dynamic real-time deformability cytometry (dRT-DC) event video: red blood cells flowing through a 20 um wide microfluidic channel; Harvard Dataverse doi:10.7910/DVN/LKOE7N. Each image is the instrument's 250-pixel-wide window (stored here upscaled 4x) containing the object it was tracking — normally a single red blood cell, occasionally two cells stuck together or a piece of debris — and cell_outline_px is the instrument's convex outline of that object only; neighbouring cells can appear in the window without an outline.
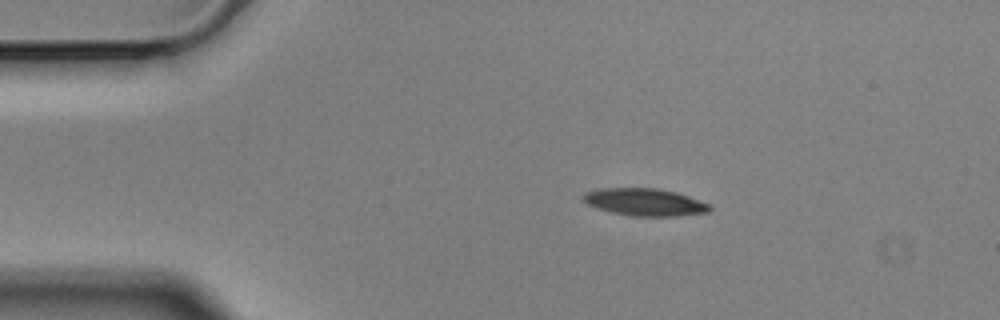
{"species": "Egyptian fruit bat (a non-hibernating species)", "species_latin": "Rousettus aegyptiacus", "temperature_condition": "cold", "stored_images_in_passage": 4, "camera_frame_rate_fps": 3000, "um_per_image_px": 0.085, "animal": {"sex": "male"}, "frame": {"image": 1, "passage_image": 2, "time_ms": 0.333, "image_size_px": [1000, 320], "cell_outline_px": [[712, 208], [708, 212], [676, 216], [632, 216], [612, 212], [596, 208], [588, 204], [580, 196], [584, 192], [600, 188], [660, 188], [676, 192], [712, 204]], "centroid_in_image_um": [54.81, 17.17], "position_along_channel_um": 30.2, "area_um2": 20.35}}
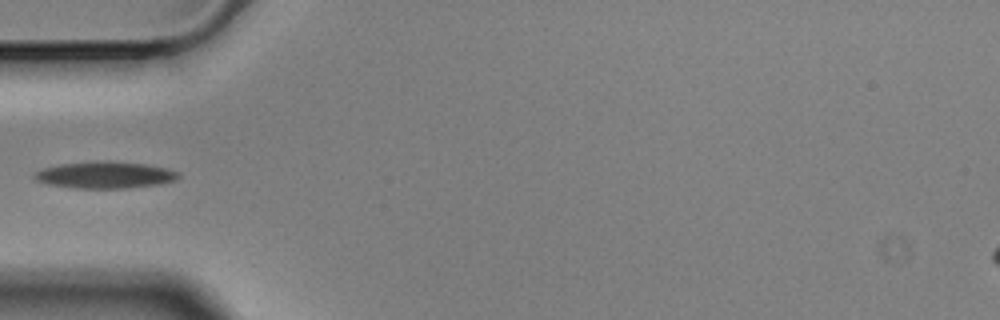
{"frame": {"image": 2, "passage_image": 4, "time_ms": 1.0, "image_size_px": [1000, 320], "cell_outline_px": [[180, 176], [176, 180], [160, 184], [124, 188], [76, 188], [48, 184], [36, 180], [32, 176], [36, 172], [44, 168], [60, 164], [104, 160], [108, 160], [144, 164], [168, 168], [180, 172]], "centroid_in_image_um": [8.96, 14.86], "position_along_channel_um": 76.0, "area_um2": 22.48}}